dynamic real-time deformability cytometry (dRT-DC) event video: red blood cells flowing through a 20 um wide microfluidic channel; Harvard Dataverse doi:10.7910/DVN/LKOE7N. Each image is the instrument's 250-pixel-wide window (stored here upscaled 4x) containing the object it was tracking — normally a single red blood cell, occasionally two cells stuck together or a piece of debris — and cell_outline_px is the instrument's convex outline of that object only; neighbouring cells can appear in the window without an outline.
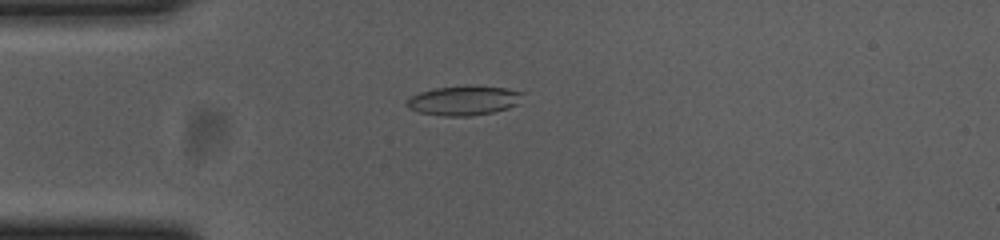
{"species": "common noctule bat (a hibernating species)", "species_latin": "Nyctalus noctula", "temperature_condition": "cold", "stored_images_in_passage": 44, "camera_frame_rate_fps": 3000, "um_per_image_px": 0.085, "animal": {"sex": "female", "body_mass_g": 23.0, "forearm_length_mm": 53.4}, "frame": {"image": 1, "passage_image": 3, "time_ms": 0.667, "image_size_px": [1000, 240], "cell_outline_px": [[524, 92], [516, 104], [508, 108], [492, 112], [468, 116], [444, 116], [420, 112], [408, 108], [404, 104], [412, 96], [420, 92], [436, 88], [464, 84], [508, 88]], "centroid_in_image_um": [39.42, 8.52], "position_along_channel_um": 45.6, "area_um2": 20.0}}
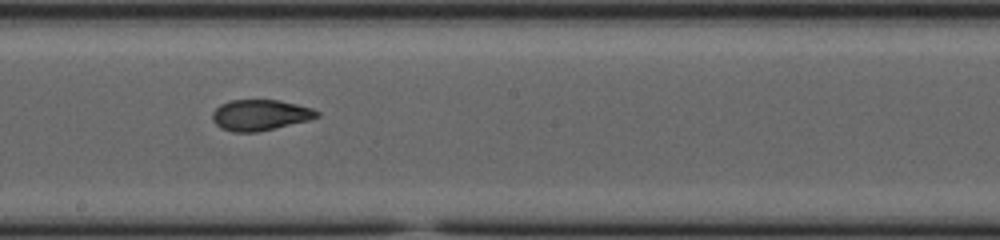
{"frame": {"image": 2, "passage_image": 19, "time_ms": 6.0, "image_size_px": [1000, 240], "cell_outline_px": [[320, 116], [308, 120], [276, 128], [256, 132], [232, 132], [220, 128], [212, 120], [212, 112], [220, 104], [228, 100], [280, 100], [312, 108], [320, 112]], "centroid_in_image_um": [22.09, 9.78], "position_along_channel_um": 226.1, "area_um2": 18.9}}
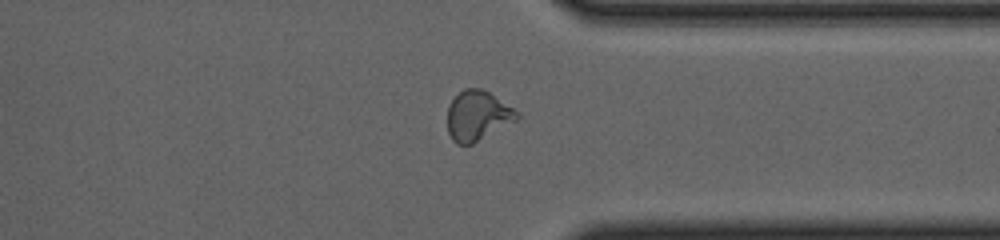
{"frame": {"image": 3, "passage_image": 31, "time_ms": 10.0, "image_size_px": [1000, 240], "cell_outline_px": [[520, 116], [516, 120], [472, 144], [456, 144], [452, 140], [448, 132], [448, 104], [464, 88], [480, 88], [488, 92], [520, 112]], "centroid_in_image_um": [40.58, 9.83], "position_along_channel_um": 370.8, "area_um2": 20.0}, "authors_computed_cell_mechanics": {"area_um2": 19.5364, "velocity_mm_per_s": 3.6871, "shape_relaxation_time_tau1_ms": null, "shape_relaxation_time_tau2_ms": 1.5958, "deformation_change_tau1": null, "deformation_change_tau2": 0.0733}}